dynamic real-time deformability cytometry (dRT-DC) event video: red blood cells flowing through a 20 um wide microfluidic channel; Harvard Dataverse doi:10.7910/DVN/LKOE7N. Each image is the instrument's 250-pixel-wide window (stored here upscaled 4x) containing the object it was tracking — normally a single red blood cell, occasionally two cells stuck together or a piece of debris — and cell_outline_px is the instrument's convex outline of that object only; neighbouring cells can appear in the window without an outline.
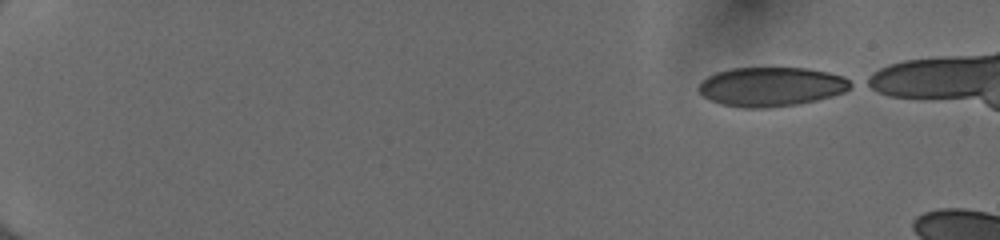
{"species": "human", "species_latin": "Homo sapiens", "temperature_condition": "cold", "stored_images_in_passage": 13, "camera_frame_rate_fps": 3000, "um_per_image_px": 0.085, "donor": {"sex": "female"}, "frame": {"image": 1, "passage_image": 1, "time_ms": 0.0, "image_size_px": [1000, 240], "cell_outline_px": [[856, 84], [844, 92], [832, 96], [800, 104], [768, 108], [744, 108], [720, 104], [704, 96], [696, 88], [708, 76], [716, 72], [732, 68], [804, 68], [828, 72], [844, 76], [852, 80]], "centroid_in_image_um": [65.6, 7.37], "position_along_channel_um": 19.4, "area_um2": 34.97}}